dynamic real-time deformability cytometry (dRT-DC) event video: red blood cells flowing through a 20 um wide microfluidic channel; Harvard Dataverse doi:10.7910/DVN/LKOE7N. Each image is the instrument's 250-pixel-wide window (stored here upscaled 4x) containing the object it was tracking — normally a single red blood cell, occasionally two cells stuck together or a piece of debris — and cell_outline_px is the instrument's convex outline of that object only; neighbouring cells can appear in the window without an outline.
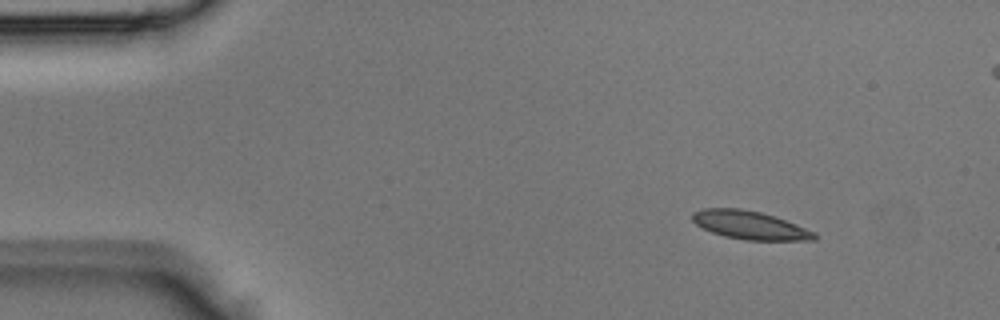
{"species": "Egyptian fruit bat (a non-hibernating species)", "species_latin": "Rousettus aegyptiacus", "temperature_condition": "room temperature", "stored_images_in_passage": 4, "segment_of_instrument_passage": [1, 2], "camera_frame_rate_fps": 3000, "um_per_image_px": 0.085, "animal": {"sex": "male"}, "frame": {"image": 1, "passage_image": 1, "time_ms": 0.0, "image_size_px": [1000, 320], "cell_outline_px": [[816, 240], [748, 240], [724, 236], [712, 232], [696, 224], [692, 220], [692, 212], [704, 208], [740, 208], [760, 212], [776, 216], [816, 232]], "centroid_in_image_um": [63.75, 19.13], "position_along_channel_um": 21.3, "area_um2": 20.11}}